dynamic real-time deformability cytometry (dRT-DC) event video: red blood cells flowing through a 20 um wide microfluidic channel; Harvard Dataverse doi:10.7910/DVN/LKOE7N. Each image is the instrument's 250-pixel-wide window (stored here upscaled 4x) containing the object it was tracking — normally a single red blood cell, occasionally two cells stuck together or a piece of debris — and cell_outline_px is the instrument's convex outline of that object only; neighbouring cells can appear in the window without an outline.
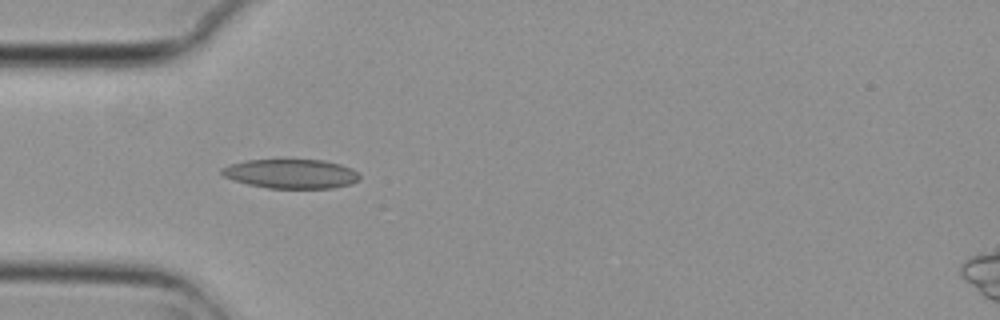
{"species": "common noctule bat (a hibernating species)", "species_latin": "Nyctalus noctula", "temperature_condition": "cold", "stored_images_in_passage": 7, "camera_frame_rate_fps": 3000, "um_per_image_px": 0.085, "animal": {"sex": "female", "body_mass_g": 29.2, "forearm_length_mm": 56.3}, "frame": {"image": 1, "passage_image": 5, "time_ms": 1.333, "image_size_px": [1000, 320], "cell_outline_px": [[360, 180], [352, 184], [332, 188], [268, 188], [248, 184], [224, 176], [220, 172], [220, 168], [232, 164], [248, 160], [324, 160], [340, 164], [352, 168], [360, 176]], "centroid_in_image_um": [24.78, 14.77], "position_along_channel_um": 60.2, "area_um2": 23.41}}
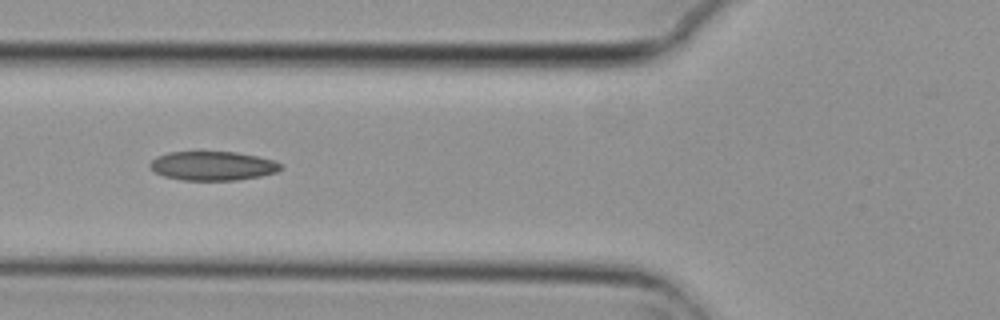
{"frame": {"image": 2, "passage_image": 6, "time_ms": 1.667, "image_size_px": [1000, 320], "cell_outline_px": [[280, 168], [276, 172], [260, 176], [236, 180], [180, 180], [164, 176], [156, 172], [148, 164], [156, 156], [168, 152], [236, 152], [256, 156], [272, 160], [280, 164]], "centroid_in_image_um": [18.03, 14.1], "position_along_channel_um": 107.8, "area_um2": 21.91}}
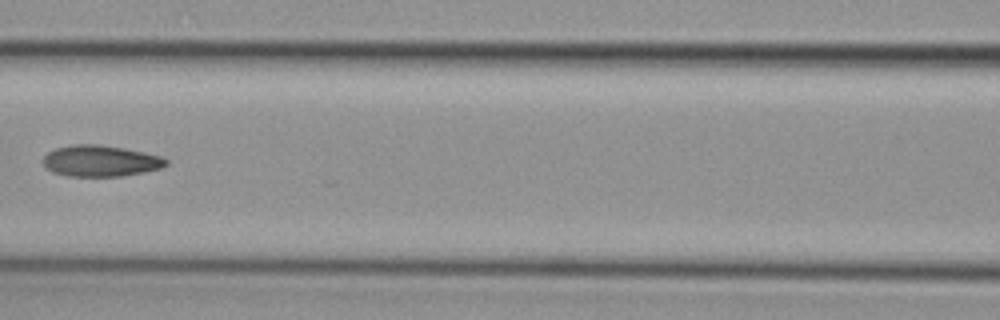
{"frame": {"image": 3, "passage_image": 7, "time_ms": 2.0, "image_size_px": [1000, 320], "cell_outline_px": [[168, 164], [164, 168], [144, 172], [120, 176], [68, 176], [52, 172], [44, 168], [40, 160], [48, 152], [56, 148], [72, 144], [96, 144], [124, 148], [144, 152], [160, 156], [168, 160]], "centroid_in_image_um": [8.51, 13.68], "position_along_channel_um": 158.1, "area_um2": 22.66}}